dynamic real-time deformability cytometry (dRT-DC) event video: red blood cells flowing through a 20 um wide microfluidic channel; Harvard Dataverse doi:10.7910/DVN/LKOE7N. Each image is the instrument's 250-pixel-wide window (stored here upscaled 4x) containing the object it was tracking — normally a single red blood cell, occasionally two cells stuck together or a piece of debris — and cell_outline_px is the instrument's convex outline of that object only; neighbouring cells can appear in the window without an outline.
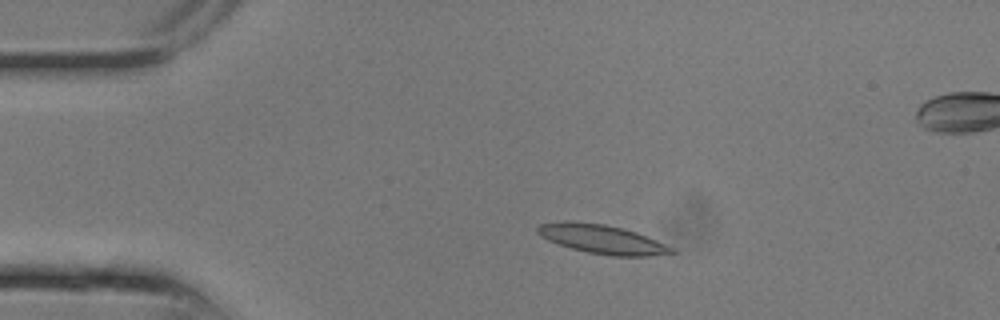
{"species": "common noctule bat (a hibernating species)", "species_latin": "Nyctalus noctula", "temperature_condition": "room temperature", "stored_images_in_passage": 9, "camera_frame_rate_fps": 3000, "um_per_image_px": 0.085, "animal": {"sex": "male", "body_mass_g": 13.3}, "frame": {"image": 1, "passage_image": 4, "time_ms": 1.0, "image_size_px": [1000, 320], "cell_outline_px": [[676, 252], [648, 256], [612, 256], [588, 252], [572, 248], [548, 240], [540, 236], [536, 232], [536, 228], [540, 224], [564, 220], [568, 220], [604, 224], [636, 232], [676, 248]], "centroid_in_image_um": [51.16, 20.32], "position_along_channel_um": 33.8, "area_um2": 22.54}}
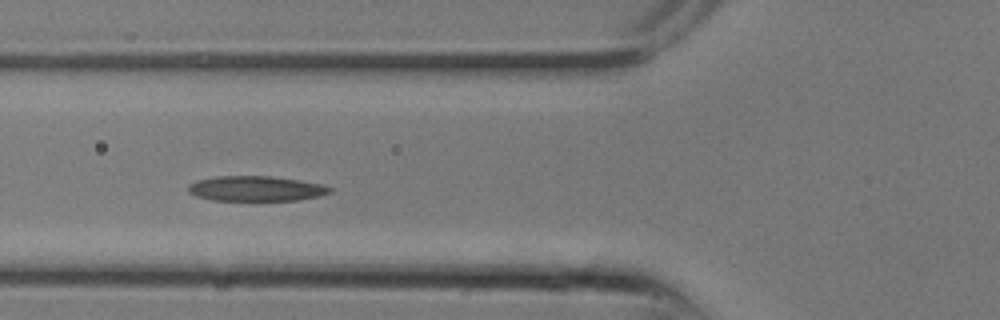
{"frame": {"image": 2, "passage_image": 8, "time_ms": 2.333, "image_size_px": [1000, 320], "cell_outline_px": [[332, 192], [320, 196], [296, 200], [212, 200], [196, 196], [188, 192], [188, 184], [196, 180], [216, 176], [272, 176], [300, 180], [324, 184], [332, 188]], "centroid_in_image_um": [21.76, 16.02], "position_along_channel_um": 104.0, "area_um2": 20.87}}